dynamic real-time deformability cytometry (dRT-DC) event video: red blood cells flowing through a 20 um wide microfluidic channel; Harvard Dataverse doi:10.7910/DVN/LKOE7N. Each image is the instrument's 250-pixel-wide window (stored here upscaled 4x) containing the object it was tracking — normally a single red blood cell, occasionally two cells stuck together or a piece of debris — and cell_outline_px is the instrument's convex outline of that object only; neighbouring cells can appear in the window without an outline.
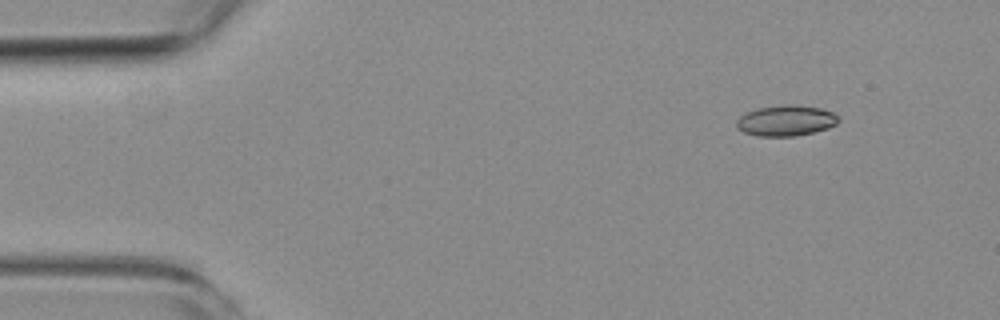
{"species": "common noctule bat (a hibernating species)", "species_latin": "Nyctalus noctula", "temperature_condition": "room temperature", "stored_images_in_passage": 4, "camera_frame_rate_fps": 3000, "um_per_image_px": 0.085, "animal": {"sex": "female", "body_mass_g": 19.3, "forearm_length_mm": 54.1}, "frame": {"image": 1, "passage_image": 1, "time_ms": 0.0, "image_size_px": [1000, 320], "cell_outline_px": [[840, 120], [836, 124], [828, 128], [796, 136], [756, 136], [744, 132], [736, 128], [736, 120], [740, 116], [756, 108], [784, 104], [792, 104], [820, 108], [832, 112]], "centroid_in_image_um": [66.77, 10.25], "position_along_channel_um": 18.2, "area_um2": 18.26}}
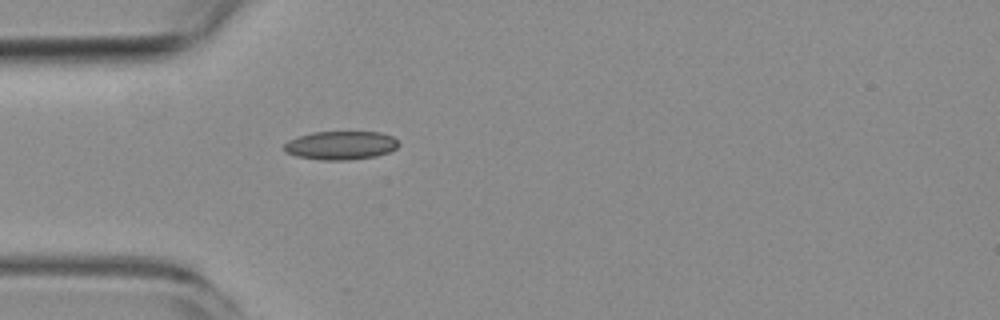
{"frame": {"image": 2, "passage_image": 4, "time_ms": 3.333, "image_size_px": [1000, 320], "cell_outline_px": [[400, 144], [396, 148], [388, 152], [376, 156], [344, 160], [320, 160], [296, 156], [284, 152], [284, 144], [288, 140], [312, 132], [380, 132], [392, 136]], "centroid_in_image_um": [28.94, 12.35], "position_along_channel_um": 56.1, "area_um2": 19.02}}